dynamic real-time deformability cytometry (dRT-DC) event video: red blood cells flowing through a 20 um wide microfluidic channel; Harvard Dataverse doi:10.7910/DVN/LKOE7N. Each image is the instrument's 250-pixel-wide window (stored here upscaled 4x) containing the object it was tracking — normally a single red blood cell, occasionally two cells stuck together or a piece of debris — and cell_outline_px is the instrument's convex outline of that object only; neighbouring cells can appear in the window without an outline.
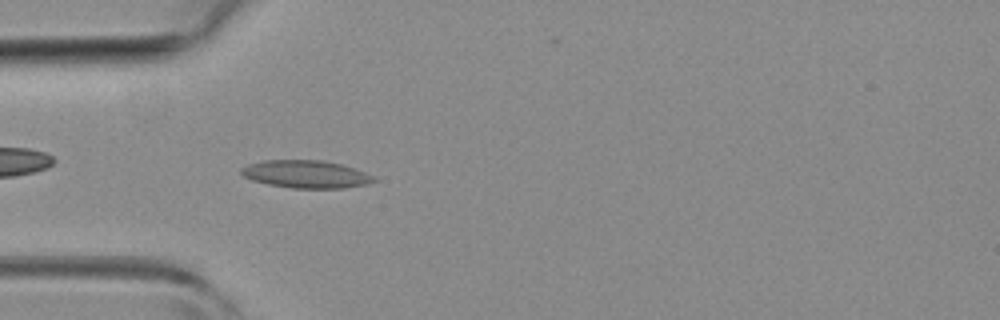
{"species": "common noctule bat (a hibernating species)", "species_latin": "Nyctalus noctula", "temperature_condition": "room temperature", "stored_images_in_passage": 37, "camera_frame_rate_fps": 3000, "um_per_image_px": 0.085, "animal": {"sex": "female", "body_mass_g": 19.3, "forearm_length_mm": 54.1}, "frame": {"image": 1, "passage_image": 6, "time_ms": 1.667, "image_size_px": [1000, 320], "cell_outline_px": [[376, 180], [368, 184], [344, 188], [292, 188], [268, 184], [252, 180], [244, 176], [240, 172], [240, 168], [248, 164], [264, 160], [324, 160], [340, 164], [376, 176]], "centroid_in_image_um": [26.0, 14.8], "position_along_channel_um": 59.0, "area_um2": 21.39}}
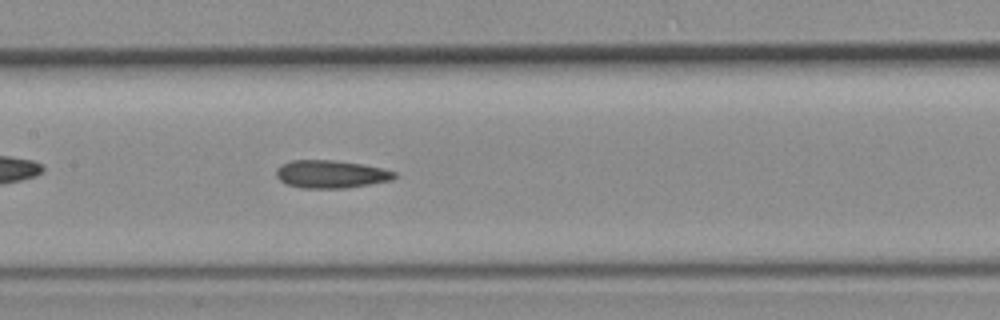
{"frame": {"image": 2, "passage_image": 14, "time_ms": 4.333, "image_size_px": [1000, 320], "cell_outline_px": [[396, 176], [392, 180], [348, 188], [300, 188], [284, 184], [276, 176], [276, 168], [280, 164], [292, 160], [332, 160], [360, 164], [380, 168], [396, 172]], "centroid_in_image_um": [28.07, 14.81], "position_along_channel_um": 179.3, "area_um2": 19.25}}
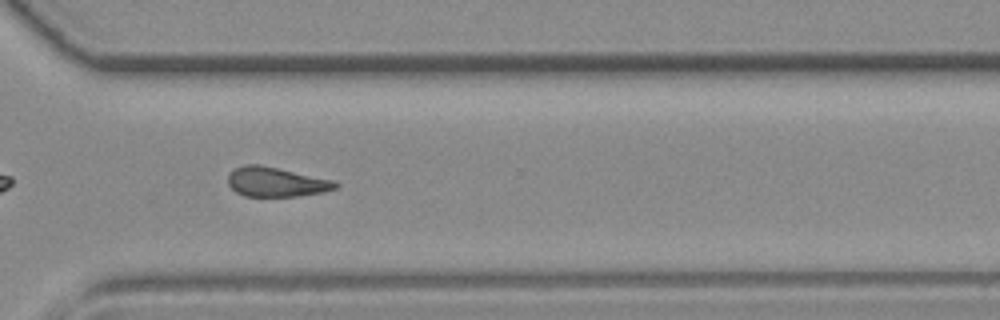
{"frame": {"image": 3, "passage_image": 25, "time_ms": 8.0, "image_size_px": [1000, 320], "cell_outline_px": [[340, 184], [336, 188], [324, 192], [300, 196], [244, 196], [236, 192], [228, 184], [228, 176], [236, 168], [244, 164], [260, 164], [336, 180]], "centroid_in_image_um": [23.52, 15.46], "position_along_channel_um": 347.1, "area_um2": 18.67}}